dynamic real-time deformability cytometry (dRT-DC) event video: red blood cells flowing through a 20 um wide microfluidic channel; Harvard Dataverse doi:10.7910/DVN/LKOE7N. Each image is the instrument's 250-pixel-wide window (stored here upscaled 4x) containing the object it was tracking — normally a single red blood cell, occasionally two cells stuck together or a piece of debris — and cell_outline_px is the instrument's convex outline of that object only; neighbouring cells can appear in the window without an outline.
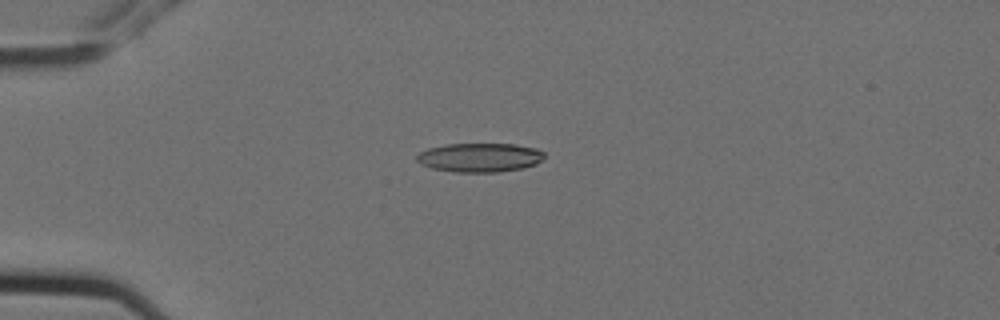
{"species": "Egyptian fruit bat (a non-hibernating species)", "species_latin": "Rousettus aegyptiacus", "temperature_condition": "cold", "stored_images_in_passage": 4, "camera_frame_rate_fps": 3000, "um_per_image_px": 0.085, "animal": {"sex": "female"}, "frame": {"image": 1, "passage_image": 4, "time_ms": 1.0, "image_size_px": [1000, 320], "cell_outline_px": [[544, 156], [536, 164], [524, 168], [496, 172], [456, 172], [432, 168], [420, 164], [416, 160], [416, 156], [420, 152], [428, 148], [444, 144], [516, 144], [536, 148], [544, 152]], "centroid_in_image_um": [40.76, 13.38], "position_along_channel_um": 44.2, "area_um2": 21.62}}